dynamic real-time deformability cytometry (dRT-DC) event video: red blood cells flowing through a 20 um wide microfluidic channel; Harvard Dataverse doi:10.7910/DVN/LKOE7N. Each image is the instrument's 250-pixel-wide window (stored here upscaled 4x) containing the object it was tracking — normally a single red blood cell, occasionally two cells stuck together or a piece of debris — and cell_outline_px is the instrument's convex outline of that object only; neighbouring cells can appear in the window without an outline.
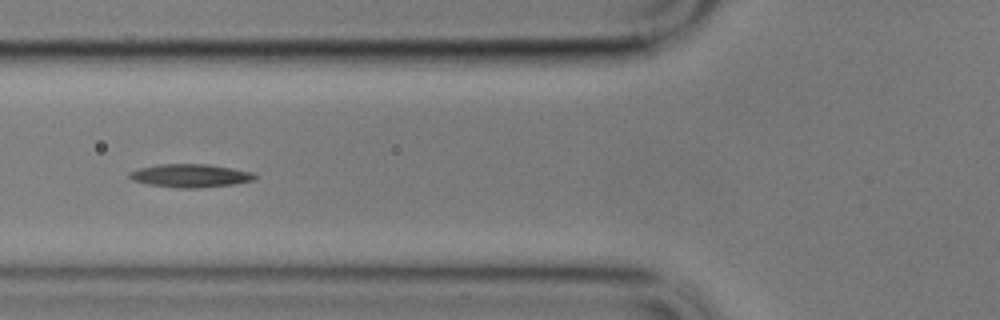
{"species": "common noctule bat (a hibernating species)", "species_latin": "Nyctalus noctula", "temperature_condition": "cold", "stored_images_in_passage": 30, "camera_frame_rate_fps": 3000, "um_per_image_px": 0.085, "animal": {"sex": "male", "body_mass_g": 17.9}, "frame": {"image": 1, "passage_image": 20, "time_ms": 6.333, "image_size_px": [1000, 320], "cell_outline_px": [[260, 176], [252, 180], [236, 184], [196, 188], [180, 188], [148, 184], [132, 180], [128, 176], [128, 172], [140, 168], [156, 164], [208, 164], [232, 168], [252, 172]], "centroid_in_image_um": [16.19, 14.93], "position_along_channel_um": 109.6, "area_um2": 17.05}}